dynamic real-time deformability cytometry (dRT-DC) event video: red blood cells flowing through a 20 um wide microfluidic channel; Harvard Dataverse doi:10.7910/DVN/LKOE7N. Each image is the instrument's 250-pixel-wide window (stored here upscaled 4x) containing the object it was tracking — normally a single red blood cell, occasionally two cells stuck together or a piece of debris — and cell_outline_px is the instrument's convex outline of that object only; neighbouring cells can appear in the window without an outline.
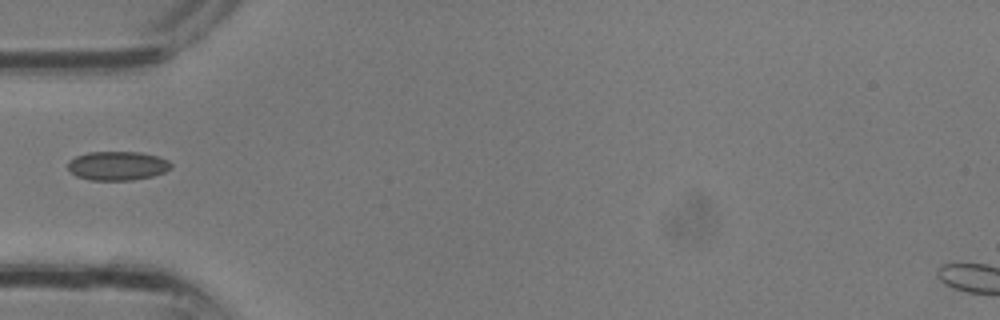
{"species": "common noctule bat (a hibernating species)", "species_latin": "Nyctalus noctula", "temperature_condition": "room temperature", "stored_images_in_passage": 23, "camera_frame_rate_fps": 3000, "um_per_image_px": 0.085, "animal": {"sex": "male", "body_mass_g": 13.3}, "frame": {"image": 1, "passage_image": 1, "time_ms": 0.0, "image_size_px": [1000, 320], "cell_outline_px": [[172, 168], [164, 172], [152, 176], [132, 180], [88, 180], [76, 176], [68, 168], [68, 160], [76, 156], [88, 152], [140, 152], [156, 156], [168, 160], [172, 164]], "centroid_in_image_um": [9.98, 14.09], "position_along_channel_um": 75.0, "area_um2": 17.46}}
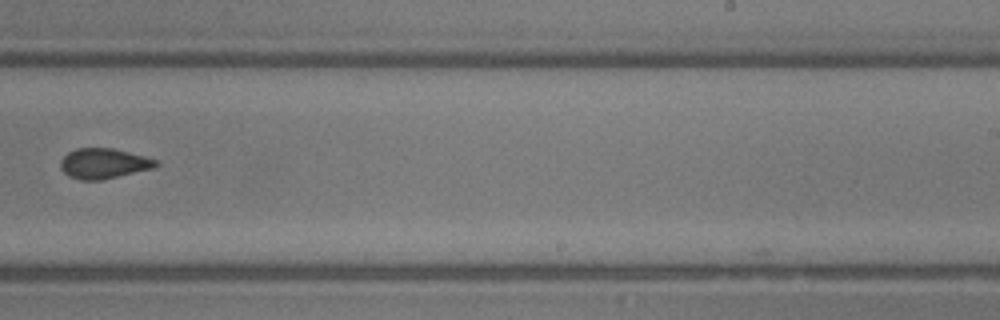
{"frame": {"image": 2, "passage_image": 11, "time_ms": 3.333, "image_size_px": [1000, 320], "cell_outline_px": [[160, 164], [152, 168], [100, 180], [80, 180], [68, 176], [60, 168], [60, 160], [68, 152], [76, 148], [112, 148], [144, 156], [156, 160]], "centroid_in_image_um": [8.76, 13.89], "position_along_channel_um": 280.2, "area_um2": 16.65}}
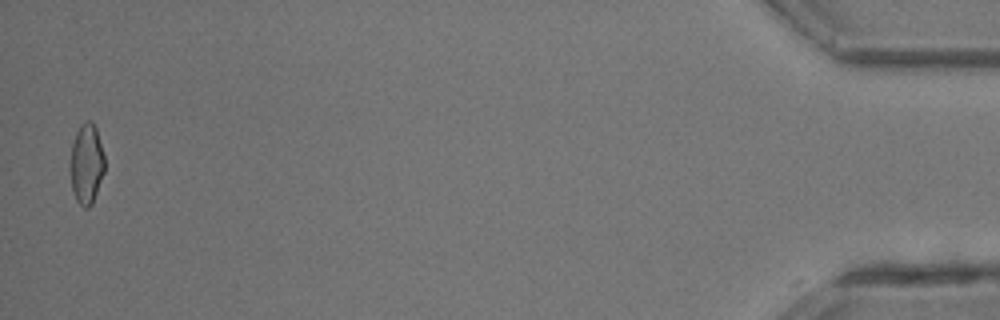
{"frame": {"image": 3, "passage_image": 23, "time_ms": 7.333, "image_size_px": [1000, 320], "cell_outline_px": [[104, 172], [92, 204], [88, 208], [84, 208], [76, 200], [72, 188], [68, 168], [72, 144], [76, 132], [80, 124], [84, 120], [92, 120], [96, 128], [104, 156]], "centroid_in_image_um": [7.32, 13.91], "position_along_channel_um": 427.9, "area_um2": 16.36}}